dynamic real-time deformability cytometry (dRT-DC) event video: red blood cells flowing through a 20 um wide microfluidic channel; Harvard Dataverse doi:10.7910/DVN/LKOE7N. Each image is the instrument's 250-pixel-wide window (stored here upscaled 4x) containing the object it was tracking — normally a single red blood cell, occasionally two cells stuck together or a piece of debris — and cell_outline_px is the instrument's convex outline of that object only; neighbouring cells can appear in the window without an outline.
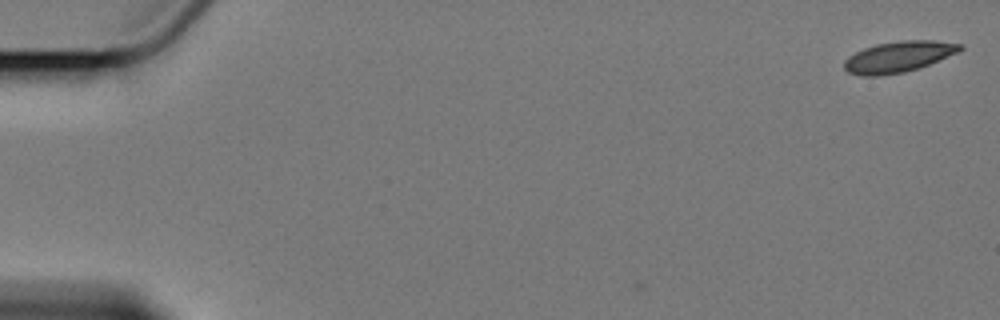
{"species": "Egyptian fruit bat (a non-hibernating species)", "species_latin": "Rousettus aegyptiacus", "temperature_condition": "cold", "stored_images_in_passage": 6, "camera_frame_rate_fps": 3000, "um_per_image_px": 0.085, "animal": {"sex": "female"}, "frame": {"image": 1, "passage_image": 1, "time_ms": 0.0, "image_size_px": [1000, 320], "cell_outline_px": [[964, 48], [960, 52], [920, 68], [904, 72], [876, 76], [860, 76], [848, 72], [844, 68], [844, 60], [848, 56], [864, 48], [876, 44], [900, 40], [936, 40], [964, 44]], "centroid_in_image_um": [76.41, 4.82], "position_along_channel_um": 8.6, "area_um2": 21.21}}
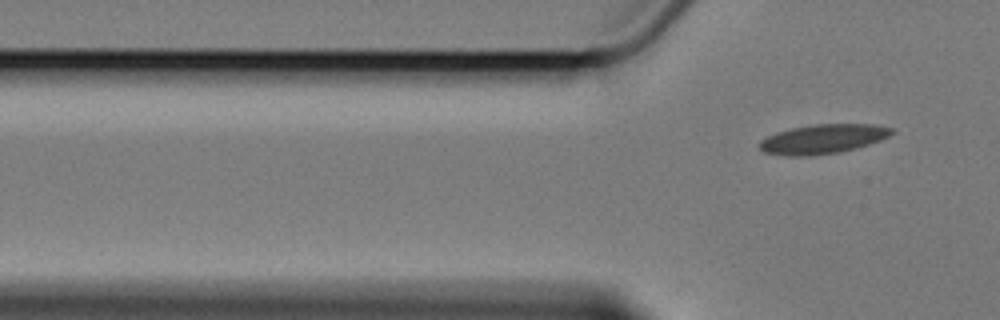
{"frame": {"image": 2, "passage_image": 6, "time_ms": 5.667, "image_size_px": [1000, 320], "cell_outline_px": [[896, 132], [880, 140], [856, 148], [840, 152], [808, 156], [792, 156], [764, 152], [756, 144], [760, 140], [776, 132], [792, 128], [812, 124], [876, 124], [896, 128]], "centroid_in_image_um": [69.97, 11.8], "position_along_channel_um": 55.8, "area_um2": 22.77}}